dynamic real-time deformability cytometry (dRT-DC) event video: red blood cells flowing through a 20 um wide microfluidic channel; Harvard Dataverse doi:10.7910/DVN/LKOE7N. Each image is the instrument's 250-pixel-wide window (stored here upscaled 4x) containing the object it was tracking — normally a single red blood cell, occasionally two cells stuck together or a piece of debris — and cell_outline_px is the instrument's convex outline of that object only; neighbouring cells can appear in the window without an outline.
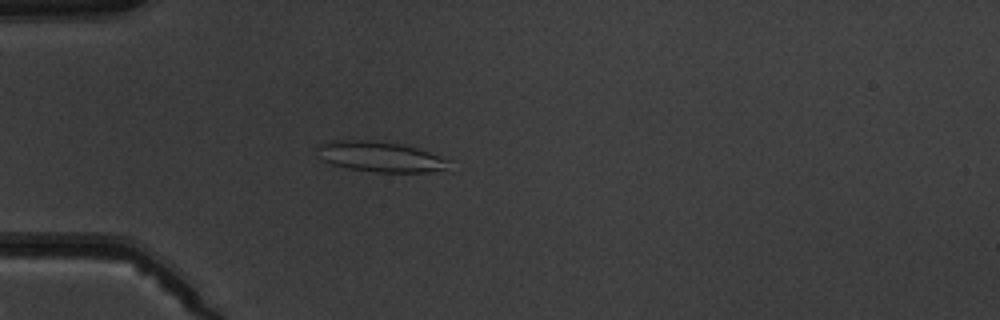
{"species": "common noctule bat (a hibernating species)", "species_latin": "Nyctalus noctula", "temperature_condition": "warm", "stored_images_in_passage": 4, "camera_frame_rate_fps": 3000, "um_per_image_px": 0.085, "animal": {"sex": "male", "body_mass_g": 19.5, "forearm_length_mm": 54.6}, "frame": {"image": 1, "passage_image": 4, "time_ms": 4.333, "image_size_px": [1000, 320], "cell_outline_px": [[452, 160], [444, 168], [432, 172], [376, 172], [348, 168], [332, 164], [324, 160], [316, 148], [320, 144], [332, 140], [372, 140], [404, 144]], "centroid_in_image_um": [32.32, 13.31], "position_along_channel_um": 52.7, "area_um2": 23.12}}